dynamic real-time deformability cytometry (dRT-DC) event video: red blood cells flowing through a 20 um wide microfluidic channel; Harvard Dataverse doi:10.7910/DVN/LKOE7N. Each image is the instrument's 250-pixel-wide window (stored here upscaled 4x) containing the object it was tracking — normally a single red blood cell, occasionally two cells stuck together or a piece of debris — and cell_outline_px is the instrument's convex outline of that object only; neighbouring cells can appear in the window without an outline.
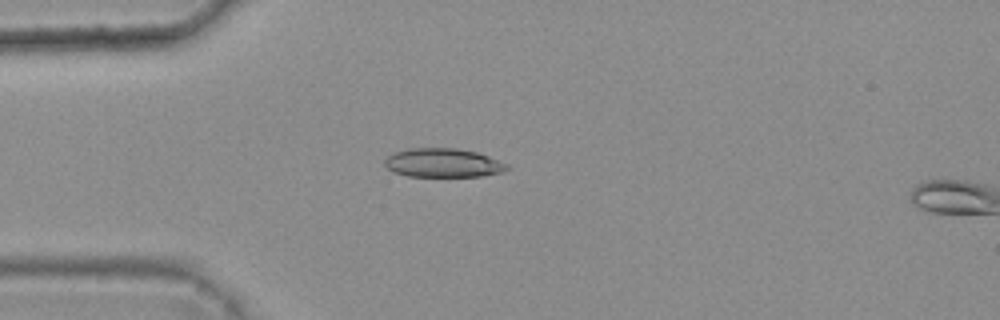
{"species": "common noctule bat (a hibernating species)", "species_latin": "Nyctalus noctula", "temperature_condition": "warm", "stored_images_in_passage": 5, "camera_frame_rate_fps": 3000, "um_per_image_px": 0.085, "animal": {"sex": "female", "body_mass_g": 25.1}, "frame": {"image": 1, "passage_image": 4, "time_ms": 1.0, "image_size_px": [1000, 320], "cell_outline_px": [[512, 168], [504, 172], [480, 176], [408, 176], [396, 172], [388, 168], [384, 164], [384, 160], [388, 156], [396, 152], [408, 148], [456, 148], [476, 152], [488, 156], [508, 164]], "centroid_in_image_um": [37.7, 13.84], "position_along_channel_um": 47.3, "area_um2": 20.52}}